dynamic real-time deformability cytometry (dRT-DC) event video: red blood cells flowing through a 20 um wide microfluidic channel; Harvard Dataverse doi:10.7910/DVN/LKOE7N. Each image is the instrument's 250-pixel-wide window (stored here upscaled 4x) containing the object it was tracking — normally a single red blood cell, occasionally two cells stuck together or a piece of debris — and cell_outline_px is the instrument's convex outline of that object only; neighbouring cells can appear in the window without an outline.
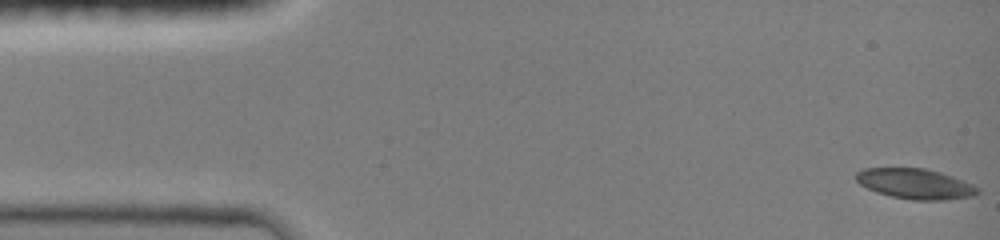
{"species": "common noctule bat (a hibernating species)", "species_latin": "Nyctalus noctula", "temperature_condition": "room temperature", "stored_images_in_passage": 31, "camera_frame_rate_fps": 3000, "um_per_image_px": 0.085, "animal": {"sex": "female", "body_mass_g": 19.0, "forearm_length_mm": 51.5}, "frame": {"image": 1, "passage_image": 1, "time_ms": 0.0, "image_size_px": [1000, 240], "cell_outline_px": [[980, 192], [968, 196], [944, 200], [916, 200], [892, 196], [876, 192], [860, 184], [856, 180], [856, 172], [864, 168], [924, 168], [940, 172], [960, 180], [976, 188]], "centroid_in_image_um": [77.71, 15.61], "position_along_channel_um": 7.3, "area_um2": 20.87}}
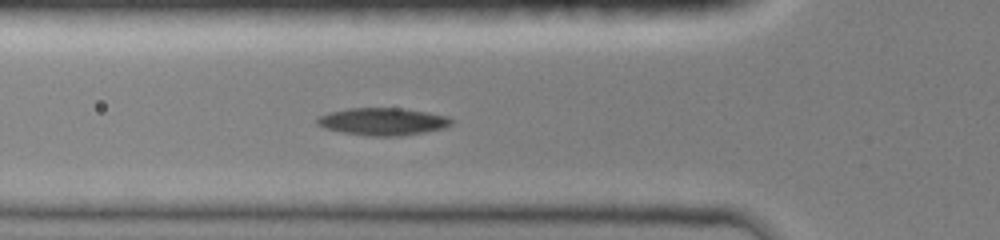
{"frame": {"image": 2, "passage_image": 25, "time_ms": 5.0, "image_size_px": [1000, 240], "cell_outline_px": [[452, 124], [444, 128], [424, 132], [400, 136], [368, 136], [344, 132], [324, 128], [316, 124], [316, 120], [320, 116], [328, 112], [348, 108], [400, 108], [428, 112], [448, 116], [452, 120]], "centroid_in_image_um": [32.53, 10.33], "position_along_channel_um": 93.3, "area_um2": 21.44}}
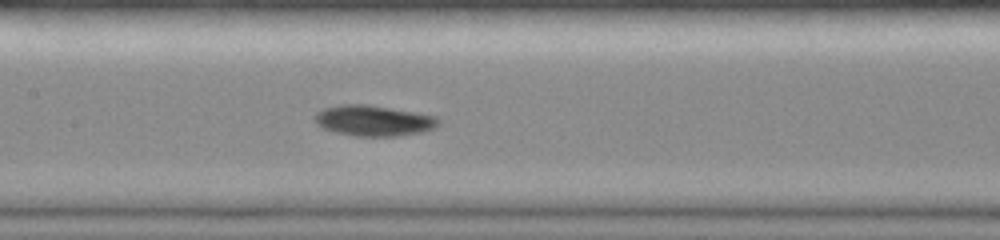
{"frame": {"image": 3, "passage_image": 31, "time_ms": 7.0, "image_size_px": [1000, 240], "cell_outline_px": [[440, 120], [432, 128], [420, 132], [396, 136], [356, 136], [336, 132], [324, 128], [316, 124], [316, 112], [324, 108], [340, 104], [364, 104], [436, 116]], "centroid_in_image_um": [31.71, 10.25], "position_along_channel_um": 175.7, "area_um2": 21.62}}